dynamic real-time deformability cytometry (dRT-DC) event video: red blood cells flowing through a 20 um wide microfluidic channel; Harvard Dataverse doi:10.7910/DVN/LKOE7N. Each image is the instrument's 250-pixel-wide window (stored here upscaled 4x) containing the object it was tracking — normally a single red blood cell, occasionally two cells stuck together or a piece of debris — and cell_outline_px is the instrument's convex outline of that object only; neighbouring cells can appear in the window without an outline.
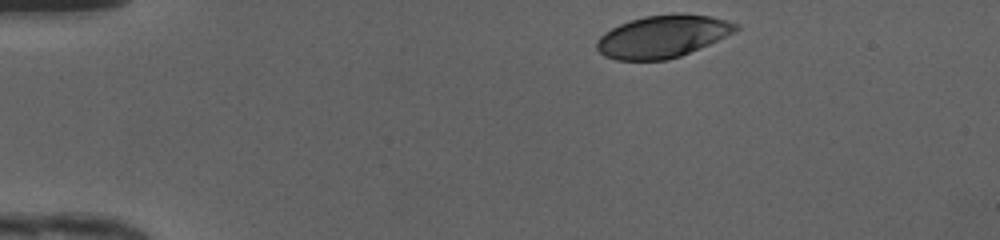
{"species": "human", "species_latin": "Homo sapiens", "temperature_condition": "cold", "stored_images_in_passage": 34, "camera_frame_rate_fps": 3000, "um_per_image_px": 0.085, "donor": {"sex": "female"}, "frame": {"image": 1, "passage_image": 1, "time_ms": 0.0, "image_size_px": [1000, 240], "cell_outline_px": [[740, 28], [708, 44], [680, 56], [668, 60], [616, 60], [604, 56], [596, 48], [596, 40], [604, 32], [620, 24], [644, 16], [676, 12], [708, 16], [740, 24]], "centroid_in_image_um": [56.28, 3.09], "position_along_channel_um": 28.7, "area_um2": 34.16}}
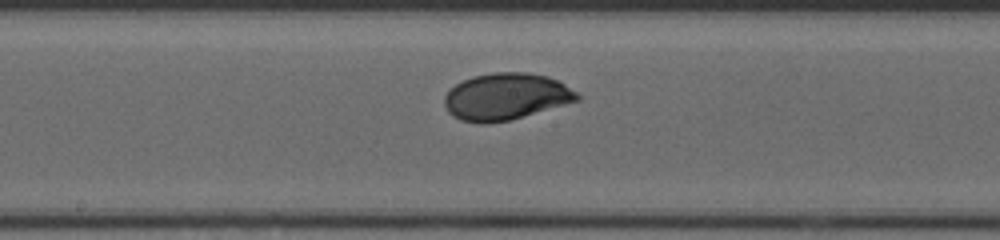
{"frame": {"image": 2, "passage_image": 19, "time_ms": 6.0, "image_size_px": [1000, 240], "cell_outline_px": [[580, 100], [508, 120], [488, 124], [480, 124], [460, 120], [452, 116], [448, 112], [444, 104], [444, 96], [456, 84], [472, 76], [492, 72], [524, 72], [548, 76], [564, 84], [576, 92], [580, 96]], "centroid_in_image_um": [42.97, 8.21], "position_along_channel_um": 205.2, "area_um2": 36.07}}
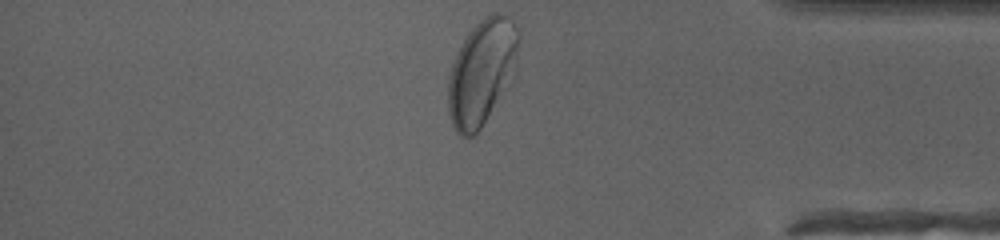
{"frame": {"image": 3, "passage_image": 34, "time_ms": 11.0, "image_size_px": [1000, 240], "cell_outline_px": [[520, 40], [516, 76], [476, 136], [468, 140], [460, 136], [456, 132], [452, 124], [448, 112], [448, 76], [452, 64], [468, 32], [480, 20], [492, 12], [504, 12], [512, 20], [520, 36]], "centroid_in_image_um": [40.99, 6.17], "position_along_channel_um": 394.2, "area_um2": 44.45}, "authors_computed_cell_mechanics": {"area_um2": 35.6626, "velocity_mm_per_s": 4.1878, "shape_relaxation_time_tau1_ms": 2.2127, "shape_relaxation_time_tau2_ms": null, "deformation_change_tau1": 0.1448, "deformation_change_tau2": null}}